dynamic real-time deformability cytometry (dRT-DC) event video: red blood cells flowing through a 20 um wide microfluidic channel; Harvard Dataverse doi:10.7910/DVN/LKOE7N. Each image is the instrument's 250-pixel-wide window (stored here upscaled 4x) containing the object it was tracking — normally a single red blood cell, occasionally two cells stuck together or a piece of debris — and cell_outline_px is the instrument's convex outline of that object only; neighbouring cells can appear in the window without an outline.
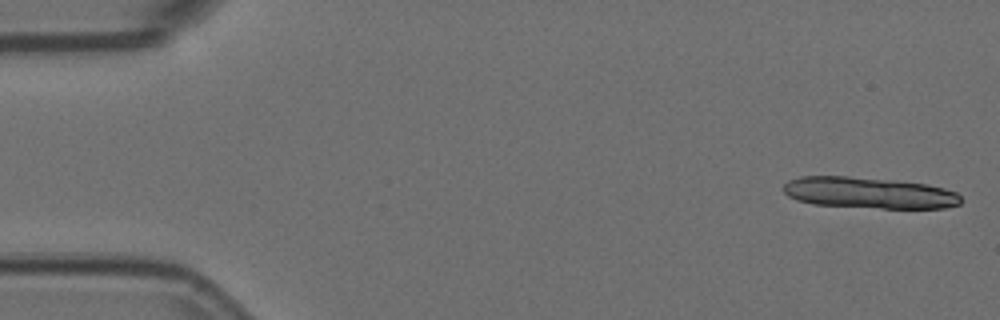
{"species": "Egyptian fruit bat (a non-hibernating species)", "species_latin": "Rousettus aegyptiacus", "temperature_condition": "room temperature", "stored_images_in_passage": 9, "segment_of_instrument_passage": [1, 2], "camera_frame_rate_fps": 3000, "um_per_image_px": 0.085, "animal": {"sex": "female"}, "frame": {"image": 1, "passage_image": 1, "time_ms": 0.0, "image_size_px": [1000, 320], "cell_outline_px": [[964, 200], [960, 204], [944, 208], [880, 208], [812, 204], [796, 200], [788, 196], [784, 192], [784, 184], [788, 180], [800, 176], [848, 176], [896, 180], [928, 184], [944, 188], [956, 192]], "centroid_in_image_um": [73.88, 16.38], "position_along_channel_um": 11.1, "area_um2": 32.6}}